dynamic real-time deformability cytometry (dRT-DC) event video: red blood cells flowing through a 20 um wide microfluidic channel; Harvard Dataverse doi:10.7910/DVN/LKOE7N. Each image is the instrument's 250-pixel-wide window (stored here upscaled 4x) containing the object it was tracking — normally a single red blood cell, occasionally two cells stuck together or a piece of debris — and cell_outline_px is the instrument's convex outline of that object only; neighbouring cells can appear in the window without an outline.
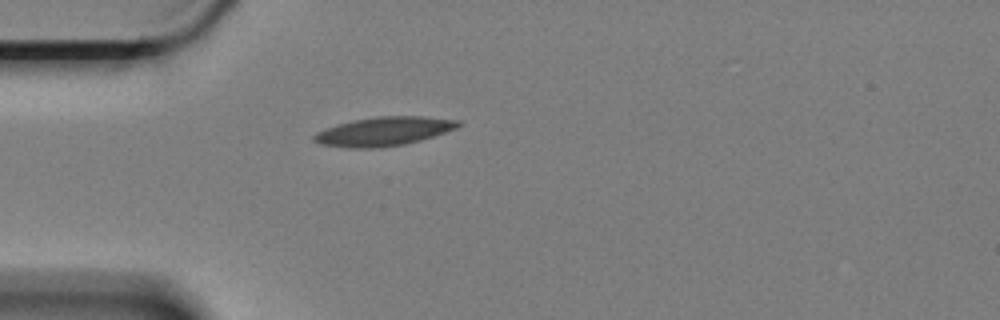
{"species": "Egyptian fruit bat (a non-hibernating species)", "species_latin": "Rousettus aegyptiacus", "temperature_condition": "cold", "stored_images_in_passage": 2, "camera_frame_rate_fps": 3000, "um_per_image_px": 0.085, "animal": {"sex": "female"}, "frame": {"image": 1, "passage_image": 1, "time_ms": 0.0, "image_size_px": [1000, 320], "cell_outline_px": [[460, 124], [456, 128], [420, 140], [404, 144], [372, 148], [352, 148], [320, 144], [312, 140], [312, 136], [316, 132], [324, 128], [336, 124], [352, 120], [376, 116], [424, 116], [460, 120]], "centroid_in_image_um": [32.56, 11.15], "position_along_channel_um": 52.4, "area_um2": 24.22}}